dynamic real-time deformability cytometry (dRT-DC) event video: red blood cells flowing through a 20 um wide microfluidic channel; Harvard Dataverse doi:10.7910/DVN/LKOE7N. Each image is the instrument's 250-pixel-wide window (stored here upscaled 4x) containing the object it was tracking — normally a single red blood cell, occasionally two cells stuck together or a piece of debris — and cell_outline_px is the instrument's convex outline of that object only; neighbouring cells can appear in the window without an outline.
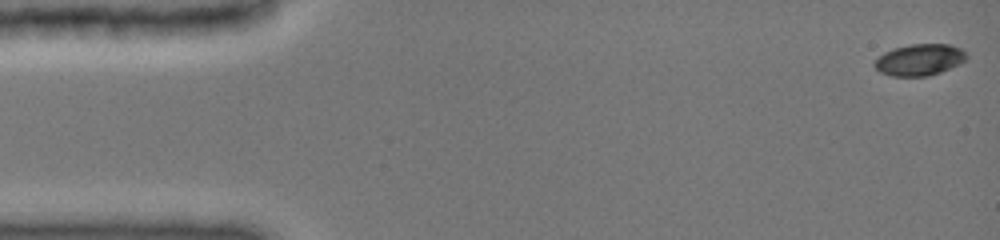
{"species": "common noctule bat (a hibernating species)", "species_latin": "Nyctalus noctula", "temperature_condition": "cold", "stored_images_in_passage": 64, "camera_frame_rate_fps": 3000, "um_per_image_px": 0.085, "animal": {"sex": "female", "body_mass_g": 19.0, "forearm_length_mm": 51.5}, "frame": {"image": 1, "passage_image": 1, "time_ms": 0.0, "image_size_px": [1000, 240], "cell_outline_px": [[968, 56], [960, 64], [940, 72], [928, 76], [892, 76], [880, 72], [872, 64], [884, 52], [892, 48], [908, 44], [948, 44], [960, 48]], "centroid_in_image_um": [78.14, 5.07], "position_along_channel_um": 6.9, "area_um2": 16.88}}
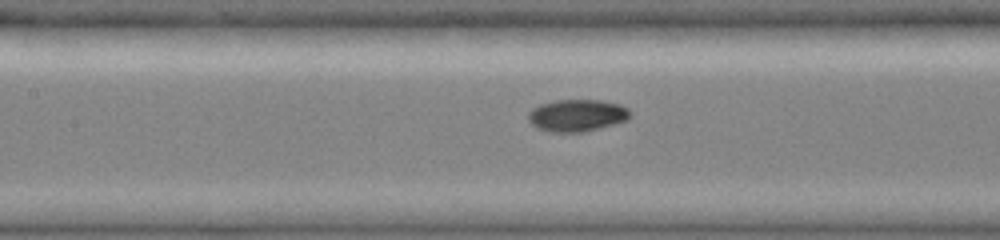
{"frame": {"image": 2, "passage_image": 25, "time_ms": 7.0, "image_size_px": [1000, 240], "cell_outline_px": [[632, 112], [628, 120], [584, 132], [548, 132], [536, 128], [528, 120], [528, 112], [532, 108], [540, 104], [556, 100], [604, 100], [620, 104], [628, 108]], "centroid_in_image_um": [49.05, 9.81], "position_along_channel_um": 158.4, "area_um2": 19.31}}
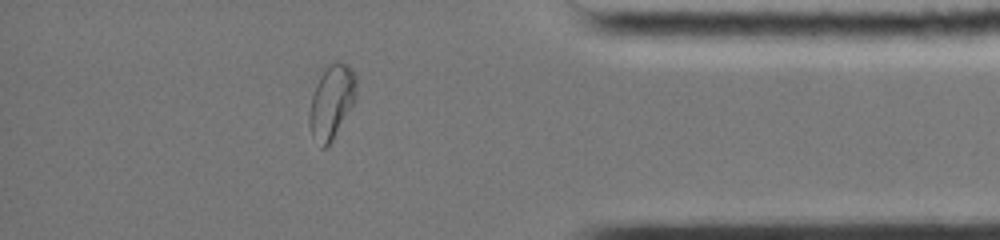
{"frame": {"image": 3, "passage_image": 54, "time_ms": 13.667, "image_size_px": [1000, 240], "cell_outline_px": [[356, 100], [332, 140], [324, 148], [320, 148], [312, 136], [308, 124], [308, 112], [312, 96], [316, 84], [324, 64], [336, 60], [348, 64], [352, 68], [356, 76]], "centroid_in_image_um": [28.17, 8.6], "position_along_channel_um": 407.0, "area_um2": 20.75}, "authors_computed_cell_mechanics": {"area_um2": 18.2648, "velocity_mm_per_s": 3.9574, "shape_relaxation_time_tau1_ms": 5.0255, "shape_relaxation_time_tau2_ms": 1.3438, "deformation_change_tau1": 0.168, "deformation_change_tau2": 0.0282}}